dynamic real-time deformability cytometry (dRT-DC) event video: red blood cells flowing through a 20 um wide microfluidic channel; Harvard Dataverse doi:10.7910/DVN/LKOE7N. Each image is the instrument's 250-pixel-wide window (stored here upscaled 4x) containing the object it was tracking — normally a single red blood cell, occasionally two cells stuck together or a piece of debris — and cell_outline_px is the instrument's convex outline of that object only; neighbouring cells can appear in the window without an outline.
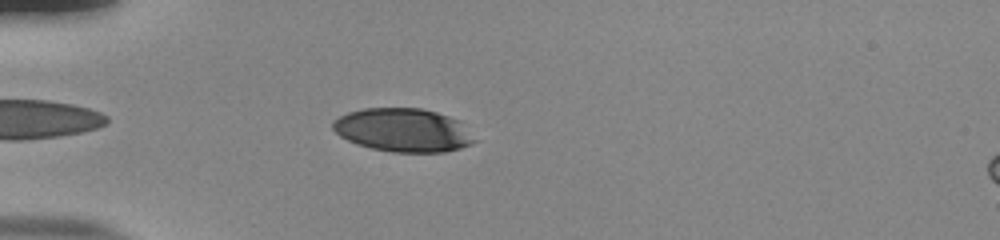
{"species": "human", "species_latin": "Homo sapiens", "temperature_condition": "room temperature", "stored_images_in_passage": 38, "camera_frame_rate_fps": 3000, "um_per_image_px": 0.085, "donor": {"sex": "male"}, "frame": {"image": 1, "passage_image": 4, "time_ms": 1.0, "image_size_px": [1000, 240], "cell_outline_px": [[476, 140], [472, 144], [460, 148], [444, 152], [392, 152], [372, 148], [356, 144], [340, 136], [332, 128], [332, 120], [348, 112], [364, 108], [420, 108], [436, 112], [448, 116], [456, 120]], "centroid_in_image_um": [34.21, 11.06], "position_along_channel_um": 50.8, "area_um2": 35.55}}
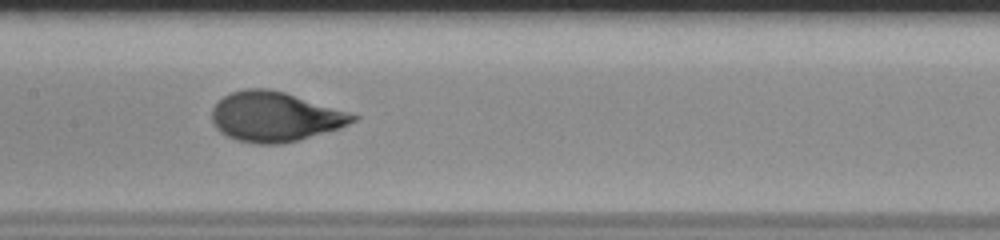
{"frame": {"image": 2, "passage_image": 16, "time_ms": 5.0, "image_size_px": [1000, 240], "cell_outline_px": [[360, 116], [356, 120], [340, 128], [300, 140], [280, 144], [256, 144], [236, 140], [220, 132], [216, 128], [212, 120], [212, 108], [224, 96], [232, 92], [248, 88], [268, 88], [284, 92], [348, 112]], "centroid_in_image_um": [23.36, 9.93], "position_along_channel_um": 184.0, "area_um2": 40.69}}
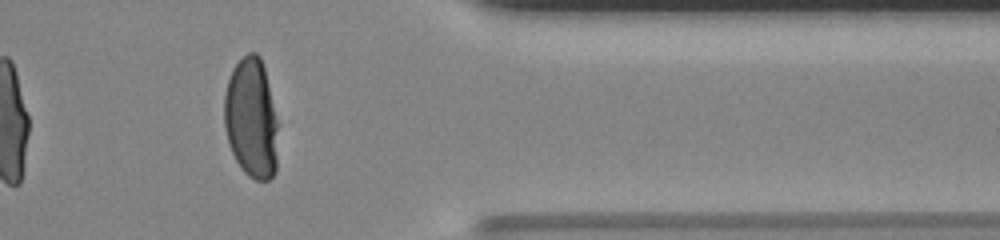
{"frame": {"image": 3, "passage_image": 33, "time_ms": 10.667, "image_size_px": [1000, 240], "cell_outline_px": [[280, 124], [276, 172], [268, 180], [256, 180], [248, 176], [244, 172], [236, 160], [228, 144], [224, 128], [224, 92], [232, 68], [248, 52], [256, 52], [260, 56], [264, 68]], "centroid_in_image_um": [21.39, 10.08], "position_along_channel_um": 390.0, "area_um2": 38.67}, "authors_computed_cell_mechanics": {"area_um2": 39.7375, "velocity_mm_per_s": 3.8428, "shape_relaxation_time_tau1_ms": 2.9916, "shape_relaxation_time_tau2_ms": null, "deformation_change_tau1": 0.1792, "deformation_change_tau2": null}}